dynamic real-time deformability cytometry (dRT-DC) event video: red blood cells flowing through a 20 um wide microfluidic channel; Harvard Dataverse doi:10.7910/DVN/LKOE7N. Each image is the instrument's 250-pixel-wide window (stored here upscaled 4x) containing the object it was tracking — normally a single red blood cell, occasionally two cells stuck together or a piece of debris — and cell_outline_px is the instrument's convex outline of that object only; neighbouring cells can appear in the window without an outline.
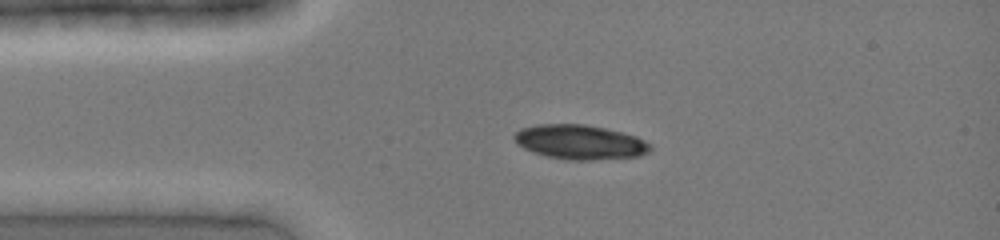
{"species": "common noctule bat (a hibernating species)", "species_latin": "Nyctalus noctula", "temperature_condition": "cold", "stored_images_in_passage": 27, "camera_frame_rate_fps": 3000, "um_per_image_px": 0.085, "animal": {"sex": "female", "body_mass_g": 19.0, "forearm_length_mm": 51.5}, "frame": {"image": 1, "passage_image": 1, "time_ms": 0.0, "image_size_px": [1000, 240], "cell_outline_px": [[652, 148], [648, 152], [640, 156], [592, 160], [568, 160], [548, 156], [532, 152], [516, 144], [512, 136], [520, 128], [536, 124], [584, 124], [604, 128], [636, 136], [652, 144]], "centroid_in_image_um": [49.27, 12.08], "position_along_channel_um": 35.7, "area_um2": 27.46}}
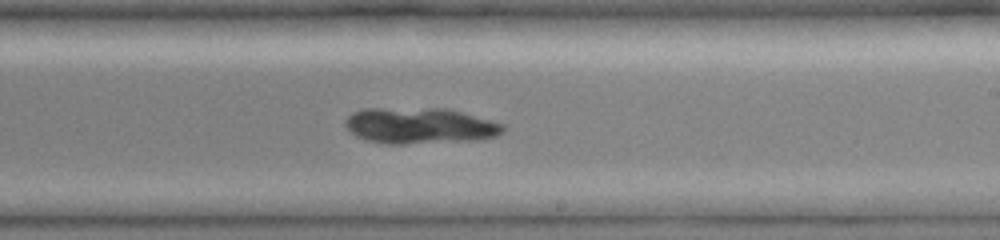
{"frame": {"image": 2, "passage_image": 17, "time_ms": 5.333, "image_size_px": [1000, 240], "cell_outline_px": [[504, 132], [496, 136], [480, 140], [404, 144], [388, 144], [364, 140], [356, 136], [344, 124], [344, 120], [352, 112], [364, 108], [444, 108], [460, 112], [504, 124]], "centroid_in_image_um": [35.66, 10.69], "position_along_channel_um": 253.3, "area_um2": 33.29}}
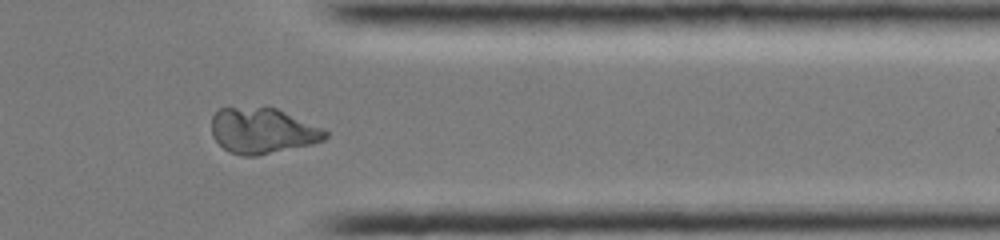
{"frame": {"image": 3, "passage_image": 26, "time_ms": 8.333, "image_size_px": [1000, 240], "cell_outline_px": [[328, 136], [324, 140], [312, 144], [256, 156], [240, 156], [228, 152], [212, 136], [212, 116], [220, 108], [276, 108], [324, 128], [328, 132]], "centroid_in_image_um": [22.33, 11.13], "position_along_channel_um": 389.1, "area_um2": 30.17}}